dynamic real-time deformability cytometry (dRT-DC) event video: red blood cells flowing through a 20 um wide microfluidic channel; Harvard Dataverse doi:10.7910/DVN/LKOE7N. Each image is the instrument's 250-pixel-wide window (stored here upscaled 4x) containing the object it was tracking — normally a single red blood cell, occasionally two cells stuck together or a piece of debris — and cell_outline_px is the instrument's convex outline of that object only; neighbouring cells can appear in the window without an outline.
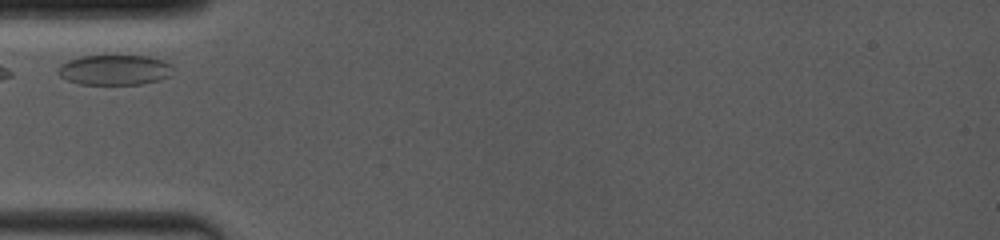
{"species": "common noctule bat (a hibernating species)", "species_latin": "Nyctalus noctula", "temperature_condition": "room temperature", "stored_images_in_passage": 24, "camera_frame_rate_fps": 4000, "um_per_image_px": 0.085, "animal": {"sex": "female", "body_mass_g": 19.0, "forearm_length_mm": 53.3}, "frame": {"image": 1, "passage_image": 1, "time_ms": 0.0, "image_size_px": [1000, 240], "cell_outline_px": [[172, 64], [168, 76], [160, 80], [140, 84], [80, 84], [68, 80], [60, 76], [56, 72], [60, 64], [68, 60], [80, 56], [148, 56], [164, 60]], "centroid_in_image_um": [9.71, 5.94], "position_along_channel_um": 75.3, "area_um2": 20.17}}
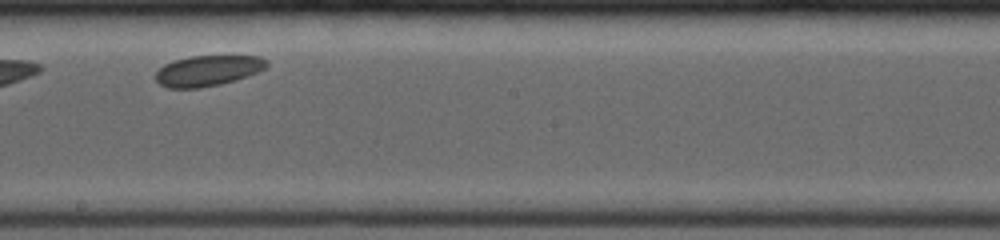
{"frame": {"image": 2, "passage_image": 12, "time_ms": 4.25, "image_size_px": [1000, 240], "cell_outline_px": [[268, 64], [264, 68], [248, 76], [236, 80], [220, 84], [200, 88], [168, 88], [160, 84], [156, 80], [156, 72], [164, 64], [172, 60], [188, 56], [260, 56], [268, 60]], "centroid_in_image_um": [17.65, 6.0], "position_along_channel_um": 230.6, "area_um2": 19.88}}
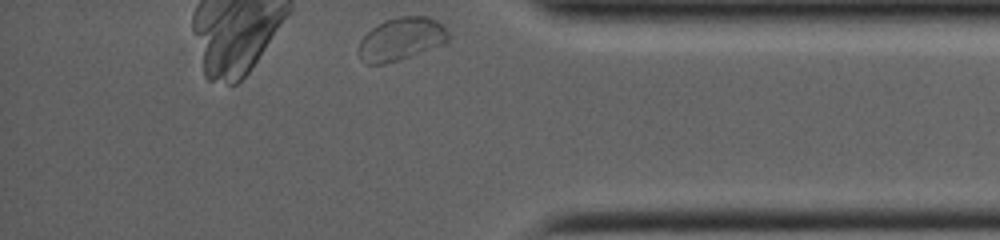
{"frame": {"image": 3, "passage_image": 24, "time_ms": 9.0, "image_size_px": [1000, 240], "cell_outline_px": [[448, 40], [444, 44], [384, 64], [364, 64], [360, 56], [360, 40], [372, 28], [384, 20], [400, 16], [428, 16], [436, 20], [448, 32]], "centroid_in_image_um": [34.09, 3.3], "position_along_channel_um": 401.1, "area_um2": 21.96}}